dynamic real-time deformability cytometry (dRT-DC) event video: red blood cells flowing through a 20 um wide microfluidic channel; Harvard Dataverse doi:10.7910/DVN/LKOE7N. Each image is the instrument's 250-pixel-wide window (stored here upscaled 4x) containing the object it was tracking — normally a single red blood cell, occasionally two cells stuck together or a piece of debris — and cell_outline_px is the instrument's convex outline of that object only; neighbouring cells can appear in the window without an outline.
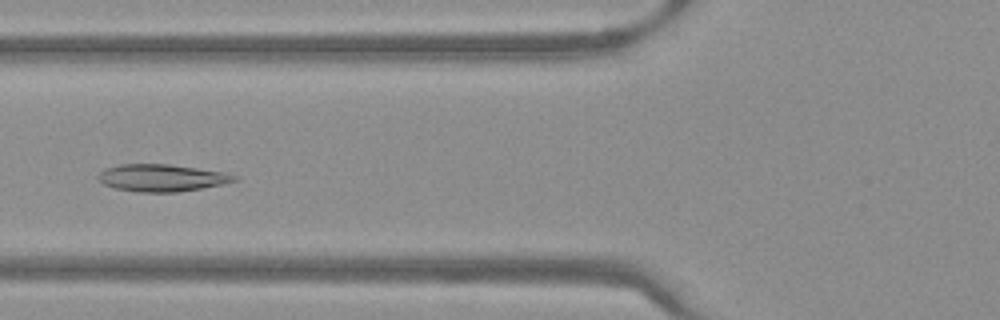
{"species": "Egyptian fruit bat (a non-hibernating species)", "species_latin": "Rousettus aegyptiacus", "temperature_condition": "warm", "stored_images_in_passage": 34, "camera_frame_rate_fps": 3000, "um_per_image_px": 0.085, "frame": {"image": 1, "passage_image": 12, "time_ms": 3.667, "image_size_px": [1000, 320], "cell_outline_px": [[216, 180], [212, 184], [196, 188], [124, 188], [112, 184], [116, 168], [132, 164], [156, 164], [188, 168], [208, 172]], "centroid_in_image_um": [13.64, 15.05], "position_along_channel_um": 112.2, "area_um2": 14.85}}
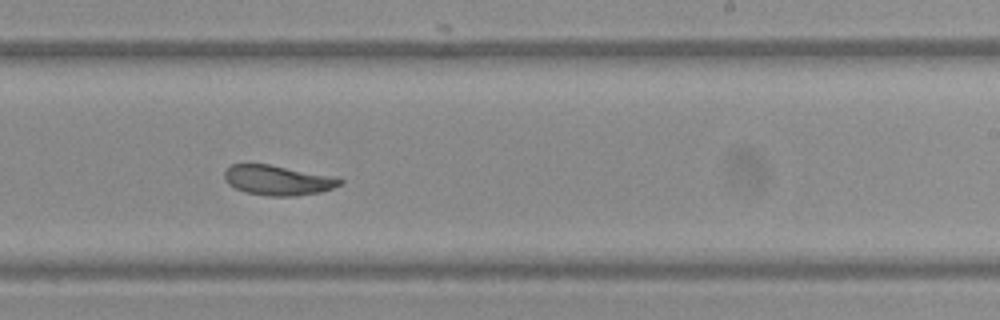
{"frame": {"image": 2, "passage_image": 25, "time_ms": 8.0, "image_size_px": [1000, 320], "cell_outline_px": [[340, 184], [328, 188], [312, 192], [252, 192], [240, 188], [232, 184], [228, 180], [228, 172], [236, 164], [264, 164], [340, 180]], "centroid_in_image_um": [23.53, 15.25], "position_along_channel_um": 265.5, "area_um2": 16.47}}
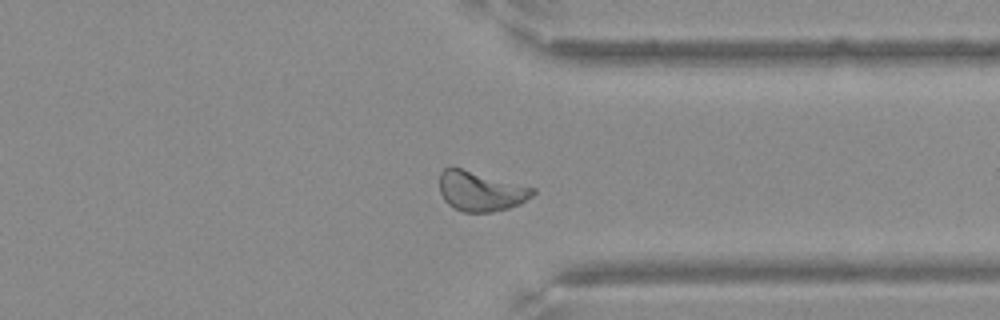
{"frame": {"image": 3, "passage_image": 34, "time_ms": 11.0, "image_size_px": [1000, 320], "cell_outline_px": [[532, 192], [528, 196], [504, 208], [484, 212], [472, 212], [456, 208], [444, 196], [440, 188], [440, 180], [448, 168], [460, 168]], "centroid_in_image_um": [40.66, 16.27], "position_along_channel_um": 370.7, "area_um2": 18.44}}